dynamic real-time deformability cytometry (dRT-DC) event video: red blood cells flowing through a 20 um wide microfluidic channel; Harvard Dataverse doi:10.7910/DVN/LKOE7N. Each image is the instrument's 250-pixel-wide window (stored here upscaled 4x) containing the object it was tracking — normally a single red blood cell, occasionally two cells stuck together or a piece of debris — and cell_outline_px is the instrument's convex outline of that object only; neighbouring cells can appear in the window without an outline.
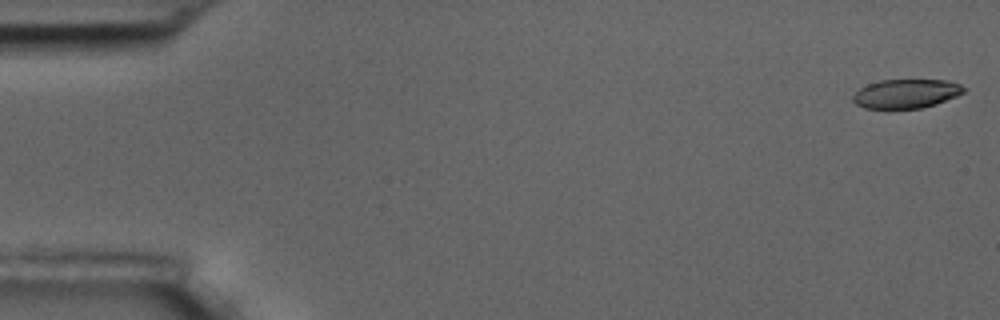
{"species": "common noctule bat (a hibernating species)", "species_latin": "Nyctalus noctula", "temperature_condition": "room temperature", "stored_images_in_passage": 57, "camera_frame_rate_fps": 3000, "um_per_image_px": 0.085, "animal": {"sex": "male", "body_mass_g": 17.5, "forearm_length_mm": 52.3}, "frame": {"image": 1, "passage_image": 1, "time_ms": 0.0, "image_size_px": [1000, 320], "cell_outline_px": [[964, 92], [956, 96], [936, 104], [920, 108], [888, 112], [864, 108], [856, 104], [852, 100], [852, 96], [860, 88], [868, 84], [880, 80], [948, 80], [960, 84], [964, 88]], "centroid_in_image_um": [76.95, 8.01], "position_along_channel_um": 8.0, "area_um2": 19.42}}
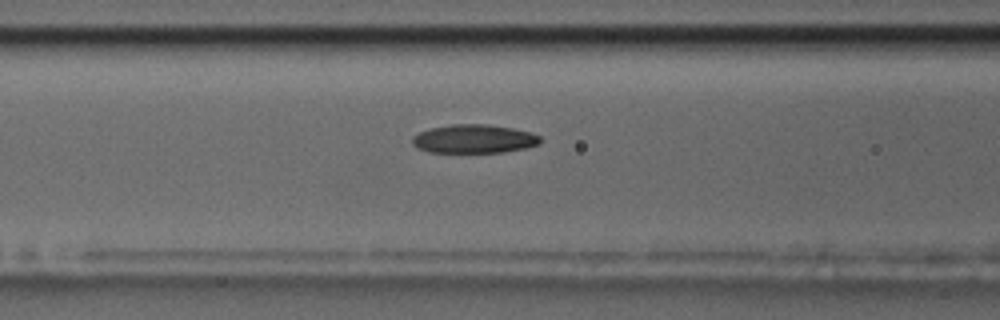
{"frame": {"image": 2, "passage_image": 23, "time_ms": 7.333, "image_size_px": [1000, 320], "cell_outline_px": [[540, 144], [524, 148], [504, 152], [428, 152], [416, 148], [412, 144], [412, 136], [428, 128], [452, 124], [488, 124], [512, 128], [532, 132], [540, 136]], "centroid_in_image_um": [40.26, 11.8], "position_along_channel_um": 126.3, "area_um2": 21.5}}
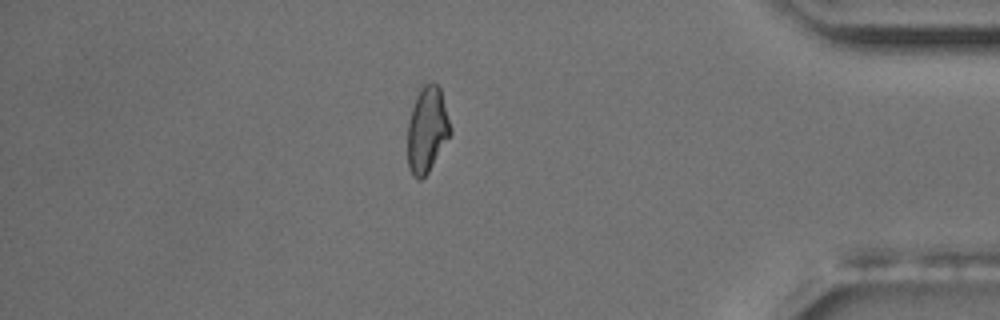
{"frame": {"image": 3, "passage_image": 49, "time_ms": 16.0, "image_size_px": [1000, 320], "cell_outline_px": [[452, 132], [428, 172], [420, 180], [416, 180], [412, 176], [408, 168], [408, 124], [412, 108], [416, 96], [424, 84], [436, 84], [440, 88], [452, 128]], "centroid_in_image_um": [36.3, 11.06], "position_along_channel_um": 398.9, "area_um2": 21.21}, "authors_computed_cell_mechanics": {"area_um2": 21.3282, "velocity_mm_per_s": 3.5575, "shape_relaxation_time_tau1_ms": 6.7367, "shape_relaxation_time_tau2_ms": 5.0836, "deformation_change_tau1": 0.2023, "deformation_change_tau2": 0.109}}